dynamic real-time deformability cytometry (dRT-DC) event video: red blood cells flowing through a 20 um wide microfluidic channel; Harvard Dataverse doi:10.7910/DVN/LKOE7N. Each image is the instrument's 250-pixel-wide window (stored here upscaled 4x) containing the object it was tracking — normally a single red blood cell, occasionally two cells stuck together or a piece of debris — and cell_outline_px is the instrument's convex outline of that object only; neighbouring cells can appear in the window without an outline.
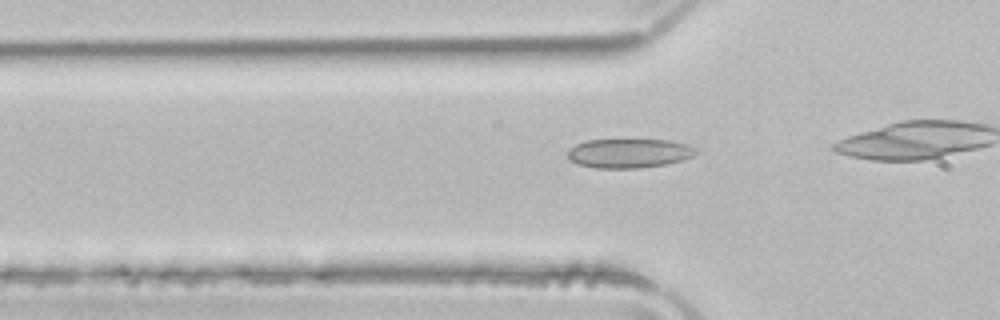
{"species": "common noctule bat (a hibernating species)", "species_latin": "Nyctalus noctula", "temperature_condition": "room temperature", "stored_images_in_passage": 16, "camera_frame_rate_fps": 3000, "um_per_image_px": 0.085, "animal": {"sex": "male", "body_mass_g": 21.5, "forearm_length_mm": 52.0}, "frame": {"image": 1, "passage_image": 5, "time_ms": 1.333, "image_size_px": [1000, 320], "cell_outline_px": [[700, 152], [692, 156], [680, 160], [664, 164], [640, 168], [596, 168], [580, 164], [572, 160], [568, 156], [568, 148], [576, 144], [588, 140], [668, 140], [688, 144], [696, 148]], "centroid_in_image_um": [53.49, 13.02], "position_along_channel_um": 72.3, "area_um2": 21.68}}
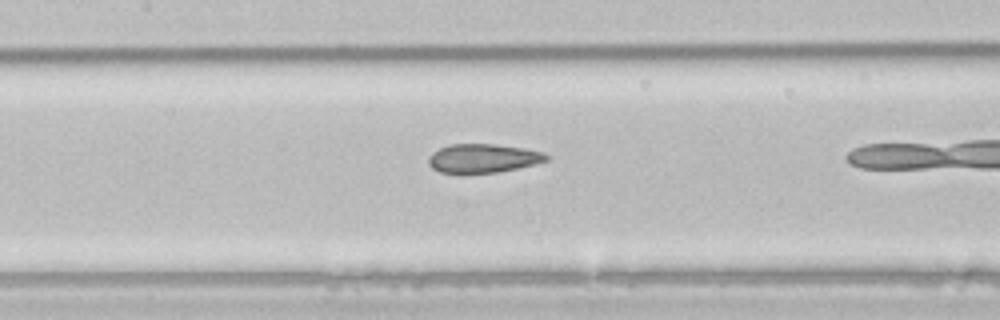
{"frame": {"image": 2, "passage_image": 12, "time_ms": 3.667, "image_size_px": [1000, 320], "cell_outline_px": [[548, 160], [500, 172], [464, 176], [460, 176], [440, 172], [432, 168], [428, 164], [428, 156], [432, 152], [448, 144], [496, 144], [524, 148], [544, 152], [548, 156]], "centroid_in_image_um": [40.97, 13.49], "position_along_channel_um": 166.4, "area_um2": 20.52}}